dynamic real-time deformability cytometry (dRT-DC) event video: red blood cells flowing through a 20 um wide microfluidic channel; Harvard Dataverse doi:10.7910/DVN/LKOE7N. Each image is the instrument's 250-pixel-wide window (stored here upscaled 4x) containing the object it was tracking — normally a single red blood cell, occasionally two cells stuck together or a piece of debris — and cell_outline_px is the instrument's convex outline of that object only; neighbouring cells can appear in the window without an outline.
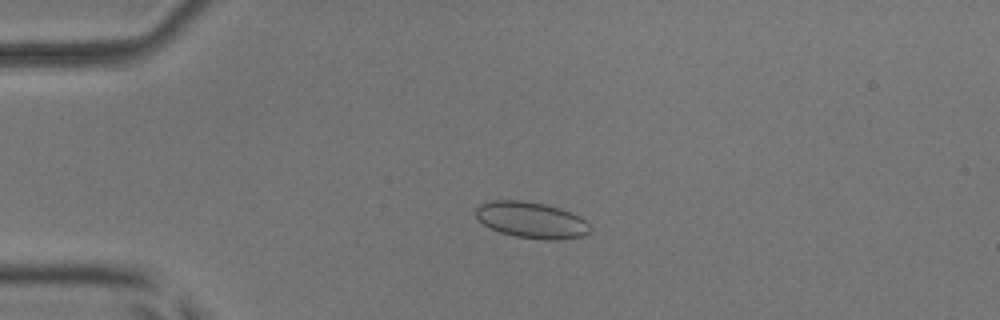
{"species": "common noctule bat (a hibernating species)", "species_latin": "Nyctalus noctula", "temperature_condition": "room temperature", "stored_images_in_passage": 26, "camera_frame_rate_fps": 3000, "um_per_image_px": 0.085, "animal": {"sex": "male", "body_mass_g": 17.9, "forearm_length_mm": 54.2}, "frame": {"image": 1, "passage_image": 13, "time_ms": 4.0, "image_size_px": [1000, 320], "cell_outline_px": [[588, 232], [584, 236], [556, 240], [548, 240], [516, 236], [500, 232], [484, 224], [476, 216], [476, 208], [480, 204], [488, 200], [520, 200], [544, 204], [560, 208], [580, 216], [588, 224]], "centroid_in_image_um": [45.15, 18.69], "position_along_channel_um": 39.8, "area_um2": 23.87}}
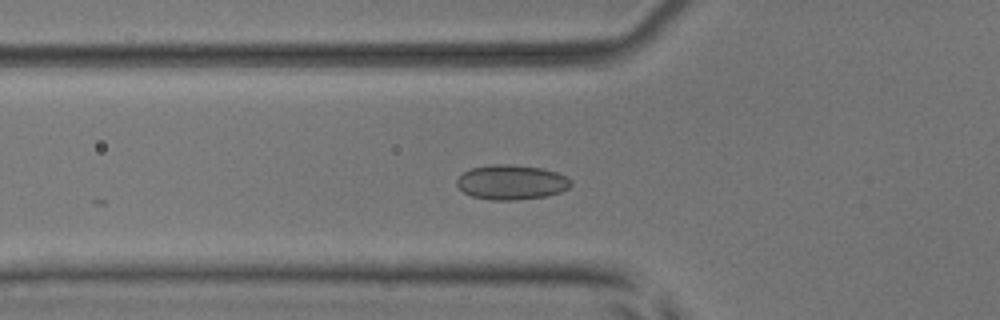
{"frame": {"image": 2, "passage_image": 19, "time_ms": 6.0, "image_size_px": [1000, 320], "cell_outline_px": [[572, 184], [568, 188], [560, 192], [544, 196], [516, 200], [492, 200], [472, 196], [464, 192], [456, 184], [456, 180], [464, 172], [472, 168], [496, 164], [512, 164], [540, 168], [556, 172], [568, 176], [572, 180]], "centroid_in_image_um": [43.49, 15.49], "position_along_channel_um": 82.3, "area_um2": 23.0}}